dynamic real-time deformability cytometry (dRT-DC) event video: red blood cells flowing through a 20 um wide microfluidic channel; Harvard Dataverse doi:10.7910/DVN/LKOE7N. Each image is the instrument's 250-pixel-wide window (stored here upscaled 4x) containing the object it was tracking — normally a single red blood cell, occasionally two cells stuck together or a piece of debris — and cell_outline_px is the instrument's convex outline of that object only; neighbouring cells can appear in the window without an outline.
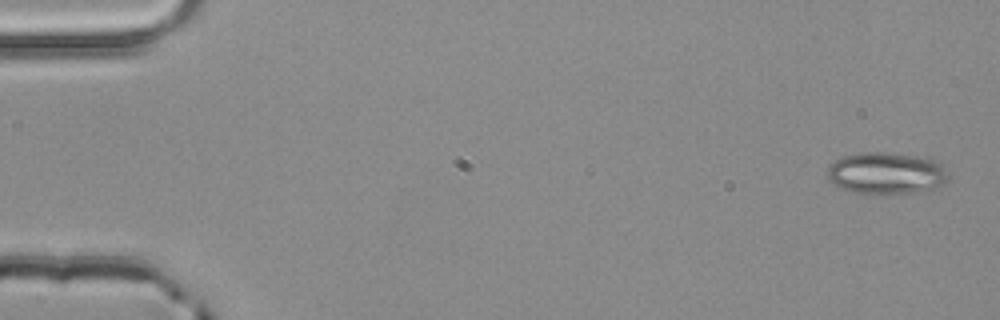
{"species": "common noctule bat (a hibernating species)", "species_latin": "Nyctalus noctula", "temperature_condition": "room temperature", "stored_images_in_passage": 4, "camera_frame_rate_fps": 3000, "um_per_image_px": 0.085, "animal": {"sex": "male", "body_mass_g": 20.4}, "frame": {"image": 1, "passage_image": 1, "time_ms": 0.0, "image_size_px": [1000, 320], "cell_outline_px": [[948, 180], [932, 188], [916, 192], [856, 192], [840, 188], [828, 180], [828, 168], [836, 160], [844, 156], [864, 152], [884, 152], [924, 156], [940, 160], [948, 172]], "centroid_in_image_um": [75.38, 14.68], "position_along_channel_um": 9.6, "area_um2": 29.19}}